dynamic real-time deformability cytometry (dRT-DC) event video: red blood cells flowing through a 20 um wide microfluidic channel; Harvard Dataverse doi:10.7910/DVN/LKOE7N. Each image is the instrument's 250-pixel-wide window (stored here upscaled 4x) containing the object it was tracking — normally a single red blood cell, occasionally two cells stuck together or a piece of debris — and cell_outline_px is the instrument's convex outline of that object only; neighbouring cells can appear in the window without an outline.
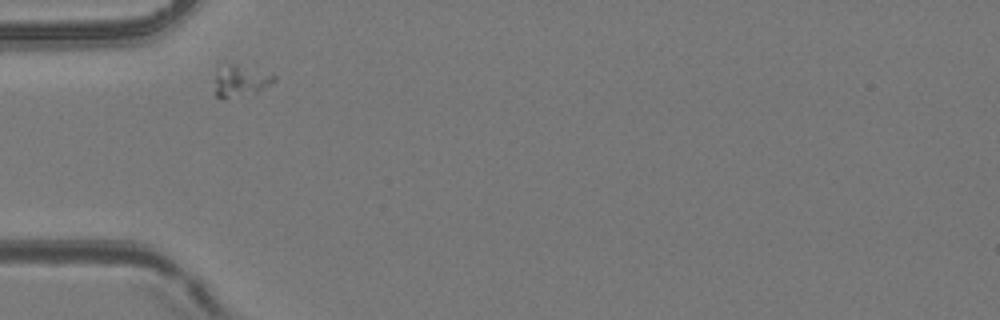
{"species": "common noctule bat (a hibernating species)", "species_latin": "Nyctalus noctula", "temperature_condition": "room temperature", "stored_images_in_passage": 2, "camera_frame_rate_fps": 3000, "um_per_image_px": 0.085, "animal": {"sex": "female", "body_mass_g": 24.6, "forearm_length_mm": 56.2}, "frame": {"image": 1, "passage_image": 1, "time_ms": 0.0, "image_size_px": [1000, 320], "cell_outline_px": [[276, 80], [272, 84], [256, 92], [224, 100], [220, 100], [216, 96], [216, 72], [228, 64], [236, 64], [272, 72], [276, 76]], "centroid_in_image_um": [20.51, 6.88], "position_along_channel_um": 64.5, "area_um2": 11.04}}
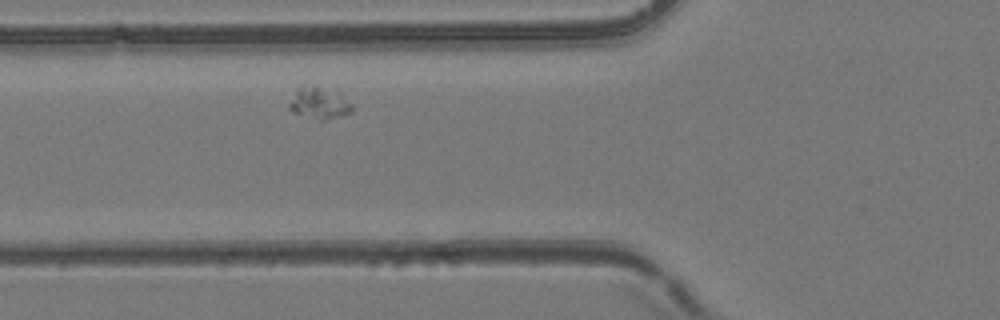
{"frame": {"image": 2, "passage_image": 2, "time_ms": 0.333, "image_size_px": [1000, 320], "cell_outline_px": [[352, 112], [328, 120], [320, 120], [292, 112], [288, 108], [288, 104], [296, 88], [300, 84], [312, 84], [336, 88], [352, 104]], "centroid_in_image_um": [27.13, 8.69], "position_along_channel_um": 98.7, "area_um2": 12.37}}